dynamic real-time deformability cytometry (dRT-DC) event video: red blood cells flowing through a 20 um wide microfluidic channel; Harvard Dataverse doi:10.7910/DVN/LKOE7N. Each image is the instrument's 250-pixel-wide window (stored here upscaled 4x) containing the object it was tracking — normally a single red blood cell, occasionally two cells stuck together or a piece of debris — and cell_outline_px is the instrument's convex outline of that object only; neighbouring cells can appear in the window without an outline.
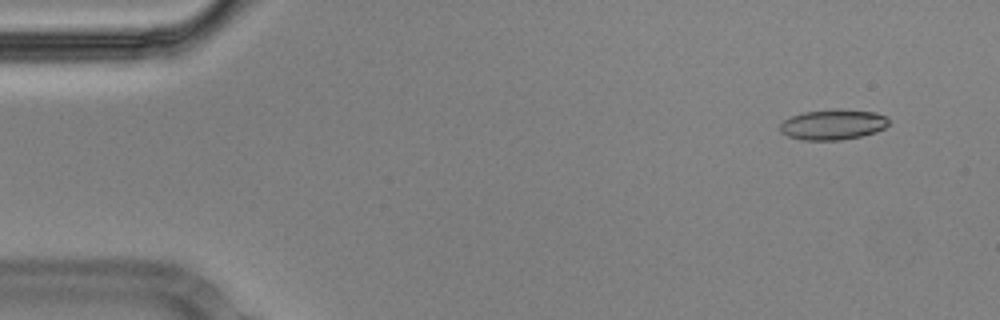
{"species": "Egyptian fruit bat (a non-hibernating species)", "species_latin": "Rousettus aegyptiacus", "temperature_condition": "cold", "stored_images_in_passage": 55, "camera_frame_rate_fps": 3000, "um_per_image_px": 0.085, "animal": {"sex": "male"}, "frame": {"image": 1, "passage_image": 4, "time_ms": 1.0, "image_size_px": [1000, 320], "cell_outline_px": [[888, 124], [884, 128], [876, 132], [860, 136], [840, 140], [804, 140], [788, 136], [780, 132], [780, 124], [784, 120], [792, 116], [804, 112], [832, 108], [836, 108], [876, 112], [884, 116], [888, 120]], "centroid_in_image_um": [70.79, 10.57], "position_along_channel_um": 14.2, "area_um2": 19.31}}
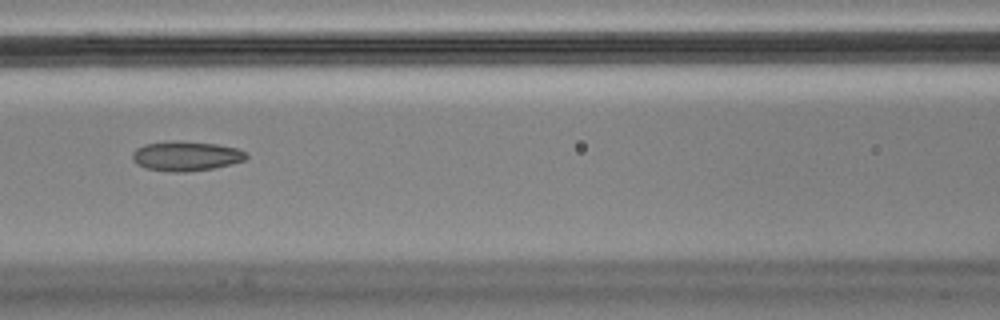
{"frame": {"image": 2, "passage_image": 24, "time_ms": 7.667, "image_size_px": [1000, 320], "cell_outline_px": [[248, 156], [244, 160], [232, 164], [212, 168], [188, 172], [172, 172], [144, 168], [136, 164], [132, 160], [132, 152], [136, 148], [144, 144], [216, 144], [236, 148], [244, 152]], "centroid_in_image_um": [15.79, 13.33], "position_along_channel_um": 150.8, "area_um2": 18.73}}
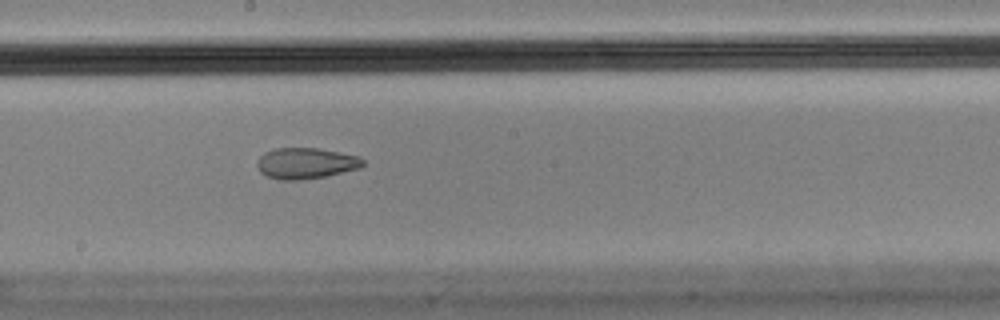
{"frame": {"image": 3, "passage_image": 30, "time_ms": 9.667, "image_size_px": [1000, 320], "cell_outline_px": [[364, 164], [360, 168], [324, 176], [296, 180], [280, 180], [268, 176], [260, 172], [256, 164], [256, 160], [264, 152], [276, 148], [316, 148], [360, 156], [364, 160]], "centroid_in_image_um": [25.97, 13.87], "position_along_channel_um": 222.2, "area_um2": 19.02}, "authors_computed_cell_mechanics": {"area_um2": 19.7676, "velocity_mm_per_s": 3.5783, "shape_relaxation_time_tau1_ms": null, "shape_relaxation_time_tau2_ms": 2.6252, "deformation_change_tau1": null, "deformation_change_tau2": 0.0881}}